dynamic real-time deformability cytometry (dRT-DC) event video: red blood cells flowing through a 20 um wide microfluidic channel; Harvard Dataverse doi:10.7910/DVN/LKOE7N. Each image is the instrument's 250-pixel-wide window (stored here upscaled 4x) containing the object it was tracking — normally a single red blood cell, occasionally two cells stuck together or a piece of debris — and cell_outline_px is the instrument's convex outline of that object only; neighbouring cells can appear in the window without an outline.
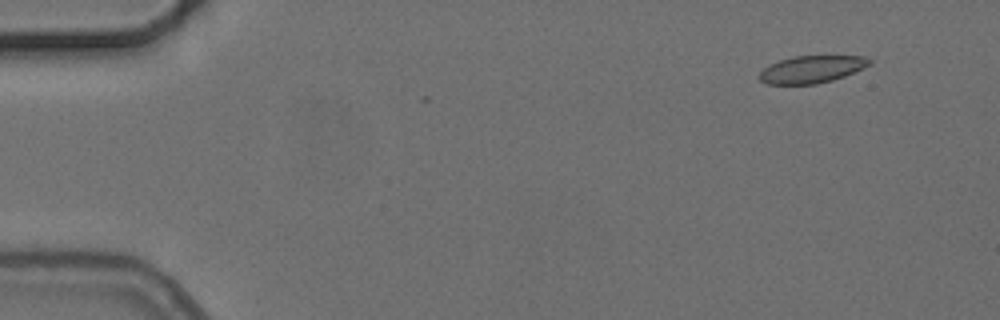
{"species": "common noctule bat (a hibernating species)", "species_latin": "Nyctalus noctula", "temperature_condition": "cold", "stored_images_in_passage": 9, "camera_frame_rate_fps": 3000, "um_per_image_px": 0.085, "animal": {"sex": "female", "body_mass_g": 24.6, "forearm_length_mm": 56.2}, "frame": {"image": 1, "passage_image": 2, "time_ms": 1.333, "image_size_px": [1000, 320], "cell_outline_px": [[872, 64], [844, 76], [832, 80], [816, 84], [768, 84], [760, 80], [756, 76], [764, 68], [780, 60], [792, 56], [864, 56], [872, 60]], "centroid_in_image_um": [68.99, 5.89], "position_along_channel_um": 16.0, "area_um2": 17.46}}
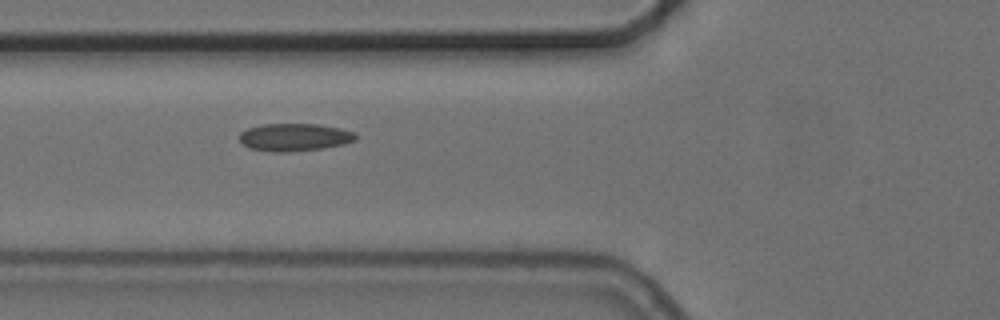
{"frame": {"image": 2, "passage_image": 6, "time_ms": 6.667, "image_size_px": [1000, 320], "cell_outline_px": [[356, 140], [344, 144], [324, 148], [288, 152], [272, 152], [248, 148], [240, 140], [240, 132], [248, 128], [260, 124], [316, 124], [340, 128], [356, 132]], "centroid_in_image_um": [25.04, 11.66], "position_along_channel_um": 100.8, "area_um2": 18.84}}
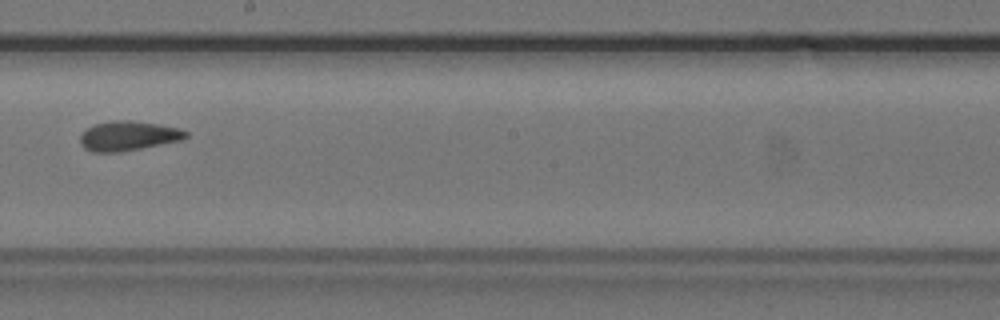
{"frame": {"image": 3, "passage_image": 9, "time_ms": 10.333, "image_size_px": [1000, 320], "cell_outline_px": [[188, 136], [180, 140], [120, 152], [92, 152], [84, 148], [80, 144], [80, 136], [88, 128], [96, 124], [112, 120], [128, 120], [160, 124], [180, 128], [188, 132]], "centroid_in_image_um": [10.9, 11.54], "position_along_channel_um": 237.3, "area_um2": 18.09}}